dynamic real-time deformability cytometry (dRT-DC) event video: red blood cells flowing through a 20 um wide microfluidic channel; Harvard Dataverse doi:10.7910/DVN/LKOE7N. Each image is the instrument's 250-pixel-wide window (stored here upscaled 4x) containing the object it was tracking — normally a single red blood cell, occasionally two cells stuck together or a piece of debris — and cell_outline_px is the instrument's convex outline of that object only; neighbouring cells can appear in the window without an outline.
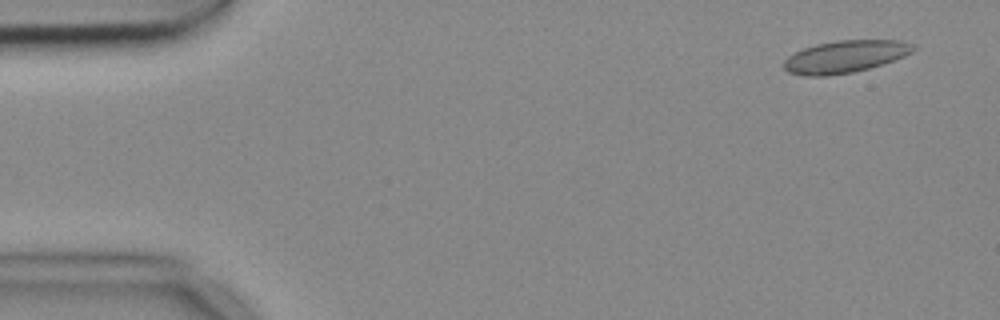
{"species": "common noctule bat (a hibernating species)", "species_latin": "Nyctalus noctula", "temperature_condition": "cold", "stored_images_in_passage": 5, "camera_frame_rate_fps": 3000, "um_per_image_px": 0.085, "animal": {"sex": "female", "body_mass_g": 18.4}, "frame": {"image": 1, "passage_image": 1, "time_ms": 0.0, "image_size_px": [1000, 320], "cell_outline_px": [[916, 48], [912, 52], [904, 56], [868, 68], [852, 72], [828, 76], [804, 76], [788, 72], [784, 68], [784, 60], [788, 56], [804, 48], [816, 44], [836, 40], [900, 40], [912, 44]], "centroid_in_image_um": [71.81, 4.81], "position_along_channel_um": 13.2, "area_um2": 24.16}}